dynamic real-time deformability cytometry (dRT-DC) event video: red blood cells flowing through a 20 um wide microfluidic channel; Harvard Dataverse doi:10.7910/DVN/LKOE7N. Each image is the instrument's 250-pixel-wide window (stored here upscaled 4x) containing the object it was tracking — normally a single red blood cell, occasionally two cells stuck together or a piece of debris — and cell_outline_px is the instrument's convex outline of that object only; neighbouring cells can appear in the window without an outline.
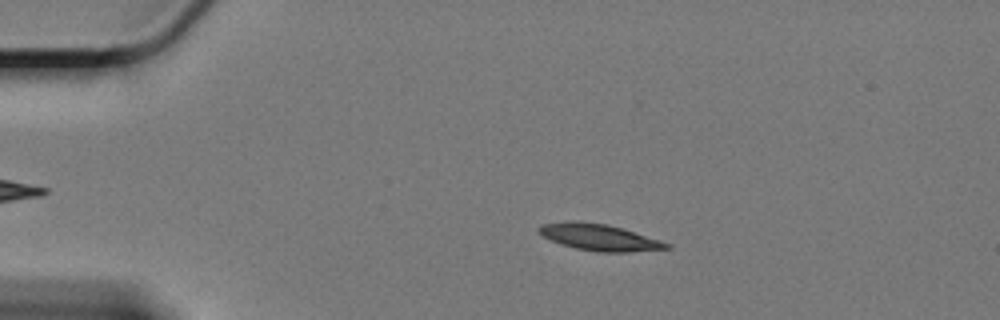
{"species": "Egyptian fruit bat (a non-hibernating species)", "species_latin": "Rousettus aegyptiacus", "temperature_condition": "cold", "stored_images_in_passage": 61, "camera_frame_rate_fps": 3000, "um_per_image_px": 0.085, "animal": {"sex": "female"}, "frame": {"image": 1, "passage_image": 12, "time_ms": 3.667, "image_size_px": [1000, 320], "cell_outline_px": [[672, 248], [628, 252], [596, 252], [576, 248], [560, 244], [536, 232], [536, 228], [540, 224], [568, 220], [608, 224], [660, 240], [672, 244]], "centroid_in_image_um": [50.9, 20.16], "position_along_channel_um": 34.1, "area_um2": 19.83}}
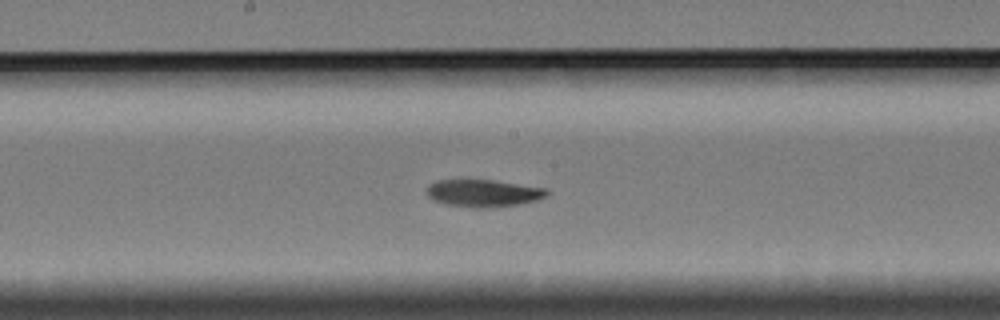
{"frame": {"image": 2, "passage_image": 32, "time_ms": 10.333, "image_size_px": [1000, 320], "cell_outline_px": [[548, 196], [536, 200], [520, 204], [480, 208], [476, 208], [444, 204], [432, 200], [428, 196], [424, 188], [428, 184], [436, 180], [492, 180], [544, 188], [548, 192]], "centroid_in_image_um": [41.01, 16.42], "position_along_channel_um": 207.2, "area_um2": 19.13}}
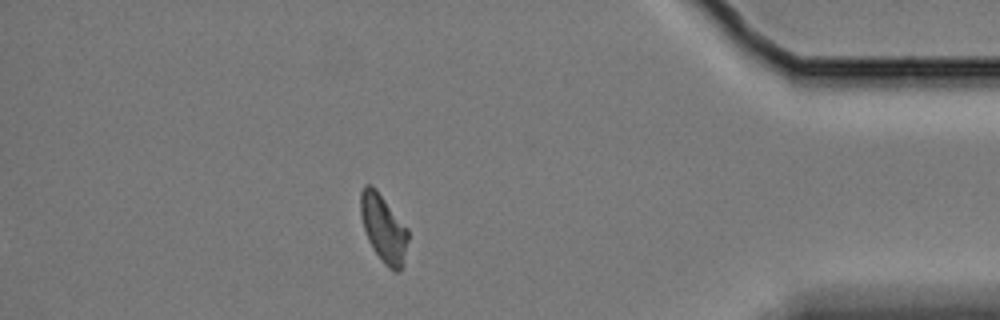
{"frame": {"image": 3, "passage_image": 53, "time_ms": 17.333, "image_size_px": [1000, 320], "cell_outline_px": [[408, 240], [400, 272], [396, 272], [388, 268], [384, 264], [372, 248], [368, 240], [360, 216], [360, 192], [364, 184], [372, 184], [376, 188], [408, 228]], "centroid_in_image_um": [32.58, 19.37], "position_along_channel_um": 402.6, "area_um2": 18.84}, "authors_computed_cell_mechanics": {"area_um2": 19.1318, "velocity_mm_per_s": 3.3015, "shape_relaxation_time_tau1_ms": 6.1919, "shape_relaxation_time_tau2_ms": null, "deformation_change_tau1": 0.1436, "deformation_change_tau2": null}}